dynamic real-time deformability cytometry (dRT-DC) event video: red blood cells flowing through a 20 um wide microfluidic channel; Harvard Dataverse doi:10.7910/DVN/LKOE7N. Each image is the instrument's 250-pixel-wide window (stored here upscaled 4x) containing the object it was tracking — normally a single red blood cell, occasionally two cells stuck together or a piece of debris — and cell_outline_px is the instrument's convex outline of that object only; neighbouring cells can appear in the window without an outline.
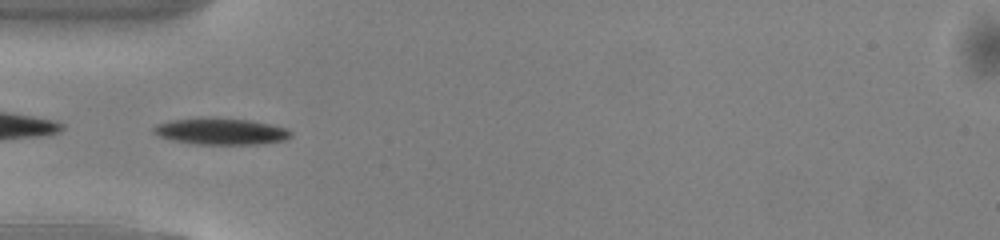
{"species": "common noctule bat (a hibernating species)", "species_latin": "Nyctalus noctula", "temperature_condition": "warm", "stored_images_in_passage": 35, "camera_frame_rate_fps": 3000, "um_per_image_px": 0.085, "animal": {"sex": "male", "body_mass_g": 13.0, "forearm_length_mm": 53.1}, "frame": {"image": 1, "passage_image": 1, "time_ms": 0.0, "image_size_px": [1000, 240], "cell_outline_px": [[292, 136], [284, 140], [264, 144], [192, 144], [172, 140], [160, 136], [152, 132], [152, 128], [156, 124], [168, 120], [252, 120], [288, 128], [292, 132]], "centroid_in_image_um": [18.82, 11.21], "position_along_channel_um": 66.2, "area_um2": 20.58}}
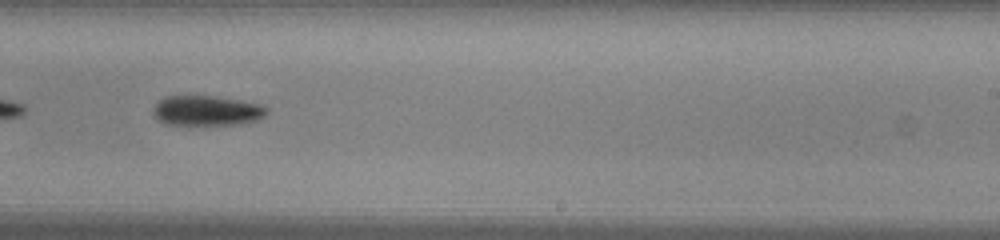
{"frame": {"image": 2, "passage_image": 16, "time_ms": 5.0, "image_size_px": [1000, 240], "cell_outline_px": [[268, 112], [264, 116], [256, 120], [240, 124], [164, 124], [152, 112], [152, 108], [164, 96], [216, 96], [240, 100], [260, 104], [268, 108]], "centroid_in_image_um": [17.59, 9.39], "position_along_channel_um": 271.4, "area_um2": 19.77}}
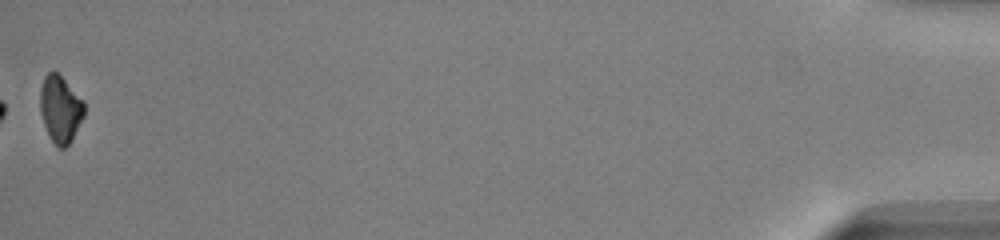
{"frame": {"image": 3, "passage_image": 35, "time_ms": 11.333, "image_size_px": [1000, 240], "cell_outline_px": [[84, 116], [72, 140], [64, 148], [60, 148], [52, 140], [44, 124], [40, 112], [40, 88], [44, 76], [48, 72], [56, 72], [84, 100]], "centroid_in_image_um": [5.13, 9.26], "position_along_channel_um": 430.1, "area_um2": 16.99}, "authors_computed_cell_mechanics": {"area_um2": 19.8254, "velocity_mm_per_s": 4.1246, "shape_relaxation_time_tau1_ms": 1.6014, "shape_relaxation_time_tau2_ms": null, "deformation_change_tau1": 0.0926, "deformation_change_tau2": null}}